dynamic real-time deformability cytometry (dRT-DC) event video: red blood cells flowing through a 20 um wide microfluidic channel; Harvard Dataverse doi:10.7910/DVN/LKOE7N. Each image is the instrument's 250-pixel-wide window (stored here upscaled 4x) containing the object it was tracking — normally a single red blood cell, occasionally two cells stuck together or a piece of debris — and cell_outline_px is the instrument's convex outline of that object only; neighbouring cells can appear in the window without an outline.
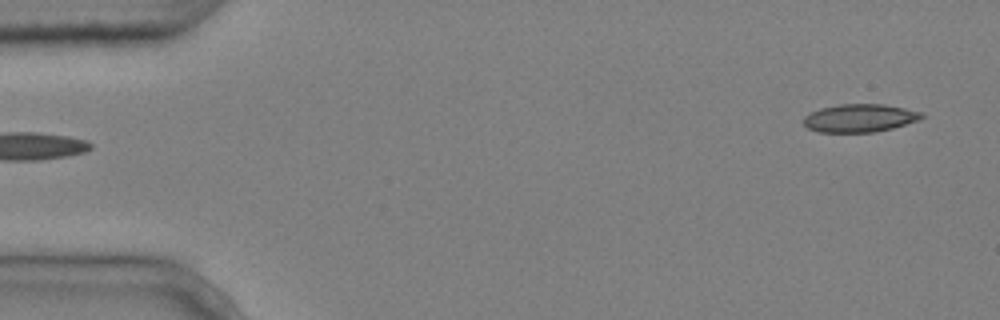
{"species": "common noctule bat (a hibernating species)", "species_latin": "Nyctalus noctula", "temperature_condition": "cold", "stored_images_in_passage": 5, "segment_of_instrument_passage": [2, 2], "camera_frame_rate_fps": 3000, "um_per_image_px": 0.085, "animal": {"sex": "male", "body_mass_g": 20.4}, "frame": {"image": 1, "passage_image": 5, "time_ms": 1.333, "image_size_px": [1000, 320], "cell_outline_px": [[924, 116], [920, 120], [892, 128], [876, 132], [820, 132], [808, 128], [804, 124], [804, 116], [820, 108], [840, 104], [884, 104], [924, 112]], "centroid_in_image_um": [73.11, 10.03], "position_along_channel_um": 11.9, "area_um2": 19.31}}